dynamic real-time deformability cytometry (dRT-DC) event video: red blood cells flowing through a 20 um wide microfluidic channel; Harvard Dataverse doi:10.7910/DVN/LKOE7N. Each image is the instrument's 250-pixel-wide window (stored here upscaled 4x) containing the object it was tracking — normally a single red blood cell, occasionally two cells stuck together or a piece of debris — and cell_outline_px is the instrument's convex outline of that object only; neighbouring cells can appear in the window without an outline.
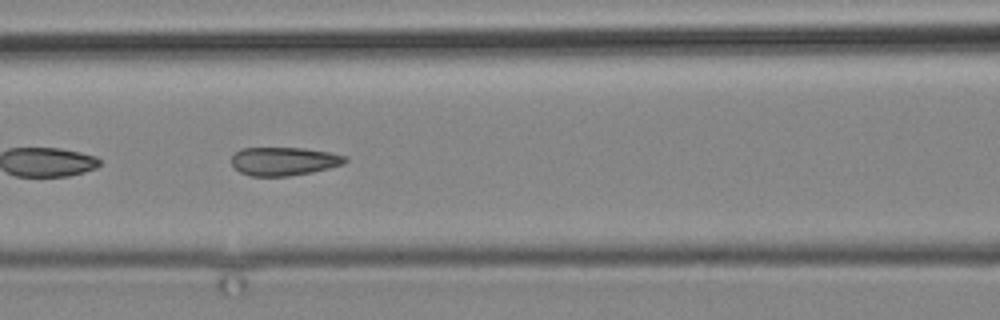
{"species": "common noctule bat (a hibernating species)", "species_latin": "Nyctalus noctula", "temperature_condition": "cold", "stored_images_in_passage": 15, "camera_frame_rate_fps": 3000, "um_per_image_px": 0.085, "animal": {"sex": "male", "body_mass_g": 19.2, "forearm_length_mm": 51.8}, "frame": {"image": 1, "passage_image": 13, "time_ms": 15.333, "image_size_px": [1000, 320], "cell_outline_px": [[348, 160], [344, 164], [312, 172], [288, 176], [252, 176], [240, 172], [232, 164], [232, 156], [240, 148], [304, 148], [328, 152], [348, 156]], "centroid_in_image_um": [24.15, 13.7], "position_along_channel_um": 142.4, "area_um2": 18.79}}